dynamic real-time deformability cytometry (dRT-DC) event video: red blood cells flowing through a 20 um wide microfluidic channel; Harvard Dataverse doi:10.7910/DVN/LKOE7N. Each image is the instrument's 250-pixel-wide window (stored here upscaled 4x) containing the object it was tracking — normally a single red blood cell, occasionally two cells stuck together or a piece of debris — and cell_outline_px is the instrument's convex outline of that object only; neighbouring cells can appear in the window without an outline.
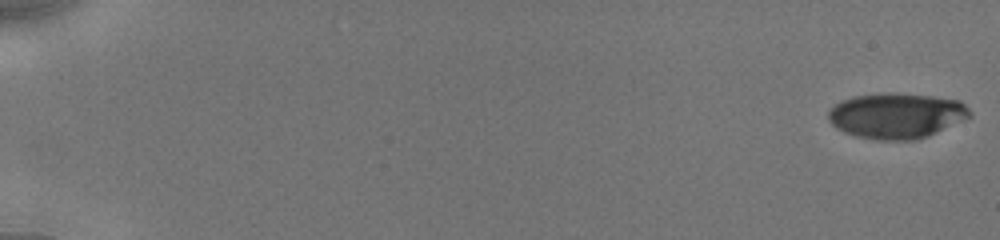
{"species": "human", "species_latin": "Homo sapiens", "temperature_condition": "cold", "stored_images_in_passage": 14, "camera_frame_rate_fps": 3000, "um_per_image_px": 0.085, "donor": {"sex": "male"}, "frame": {"image": 1, "passage_image": 1, "time_ms": 0.0, "image_size_px": [1000, 240], "cell_outline_px": [[972, 116], [928, 136], [916, 140], [876, 140], [856, 136], [844, 132], [836, 128], [828, 120], [828, 112], [840, 100], [852, 96], [888, 92], [892, 92], [932, 96], [960, 100], [972, 112]], "centroid_in_image_um": [76.19, 9.82], "position_along_channel_um": 8.8, "area_um2": 37.74}}
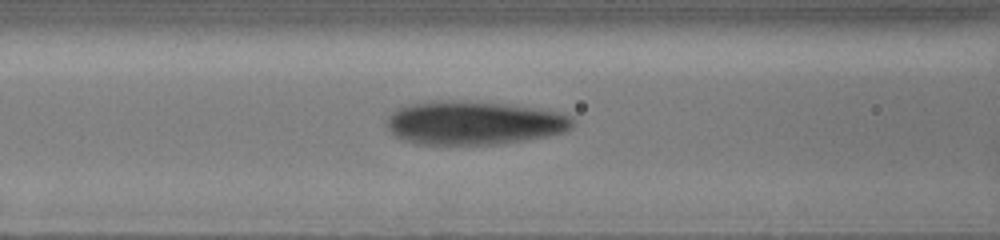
{"frame": {"image": 2, "passage_image": 11, "time_ms": 8.0, "image_size_px": [1000, 240], "cell_outline_px": [[576, 120], [572, 128], [564, 132], [548, 136], [524, 140], [496, 144], [416, 144], [400, 140], [384, 124], [388, 116], [396, 108], [412, 104], [432, 100], [452, 100], [508, 104], [560, 112], [572, 116]], "centroid_in_image_um": [40.27, 10.44], "position_along_channel_um": 126.3, "area_um2": 47.63}}
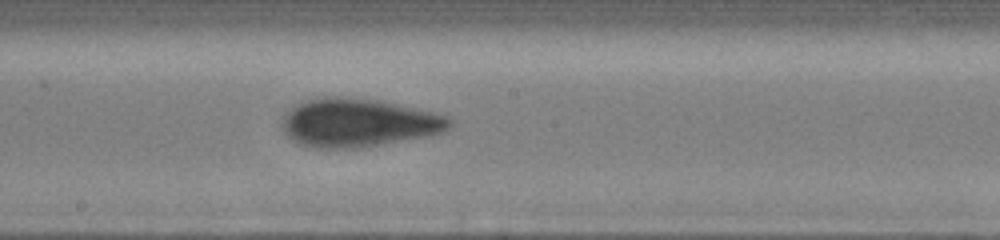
{"frame": {"image": 3, "passage_image": 14, "time_ms": 10.333, "image_size_px": [1000, 240], "cell_outline_px": [[452, 124], [444, 132], [428, 136], [352, 148], [312, 148], [296, 144], [280, 128], [280, 124], [284, 116], [296, 104], [304, 100], [324, 96], [336, 96], [380, 100], [432, 112], [448, 116], [452, 120]], "centroid_in_image_um": [30.41, 10.43], "position_along_channel_um": 217.8, "area_um2": 47.28}}